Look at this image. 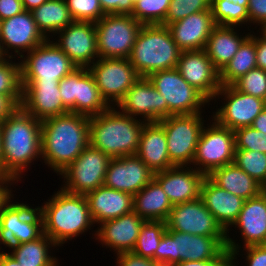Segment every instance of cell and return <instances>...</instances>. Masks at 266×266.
Listing matches in <instances>:
<instances>
[{"mask_svg":"<svg viewBox=\"0 0 266 266\" xmlns=\"http://www.w3.org/2000/svg\"><path fill=\"white\" fill-rule=\"evenodd\" d=\"M153 175L154 172L137 155L111 158L104 186L134 196L153 179Z\"/></svg>","mask_w":266,"mask_h":266,"instance_id":"44dd1931","label":"cell"},{"mask_svg":"<svg viewBox=\"0 0 266 266\" xmlns=\"http://www.w3.org/2000/svg\"><path fill=\"white\" fill-rule=\"evenodd\" d=\"M254 42L256 47L257 68L266 71V37L261 33L259 36L254 33ZM257 36V37H256Z\"/></svg>","mask_w":266,"mask_h":266,"instance_id":"db71d44e","label":"cell"},{"mask_svg":"<svg viewBox=\"0 0 266 266\" xmlns=\"http://www.w3.org/2000/svg\"><path fill=\"white\" fill-rule=\"evenodd\" d=\"M235 149L258 151L266 154V134L252 126L242 127L234 131Z\"/></svg>","mask_w":266,"mask_h":266,"instance_id":"f6af8a7d","label":"cell"},{"mask_svg":"<svg viewBox=\"0 0 266 266\" xmlns=\"http://www.w3.org/2000/svg\"><path fill=\"white\" fill-rule=\"evenodd\" d=\"M172 206L154 179L133 196V211L145 221H166Z\"/></svg>","mask_w":266,"mask_h":266,"instance_id":"1f68e13d","label":"cell"},{"mask_svg":"<svg viewBox=\"0 0 266 266\" xmlns=\"http://www.w3.org/2000/svg\"><path fill=\"white\" fill-rule=\"evenodd\" d=\"M249 0H211L213 20L219 26H238L249 24Z\"/></svg>","mask_w":266,"mask_h":266,"instance_id":"8d00e7d4","label":"cell"},{"mask_svg":"<svg viewBox=\"0 0 266 266\" xmlns=\"http://www.w3.org/2000/svg\"><path fill=\"white\" fill-rule=\"evenodd\" d=\"M105 14L131 15L134 3L131 0H99Z\"/></svg>","mask_w":266,"mask_h":266,"instance_id":"681fc988","label":"cell"},{"mask_svg":"<svg viewBox=\"0 0 266 266\" xmlns=\"http://www.w3.org/2000/svg\"><path fill=\"white\" fill-rule=\"evenodd\" d=\"M215 26L211 10L193 13L167 25L181 51L204 49Z\"/></svg>","mask_w":266,"mask_h":266,"instance_id":"d4e9b609","label":"cell"},{"mask_svg":"<svg viewBox=\"0 0 266 266\" xmlns=\"http://www.w3.org/2000/svg\"><path fill=\"white\" fill-rule=\"evenodd\" d=\"M88 70L110 106H116L140 78L129 58H98Z\"/></svg>","mask_w":266,"mask_h":266,"instance_id":"5bb4252c","label":"cell"},{"mask_svg":"<svg viewBox=\"0 0 266 266\" xmlns=\"http://www.w3.org/2000/svg\"><path fill=\"white\" fill-rule=\"evenodd\" d=\"M0 175H3V157H2V145H1V129H0Z\"/></svg>","mask_w":266,"mask_h":266,"instance_id":"94428289","label":"cell"},{"mask_svg":"<svg viewBox=\"0 0 266 266\" xmlns=\"http://www.w3.org/2000/svg\"><path fill=\"white\" fill-rule=\"evenodd\" d=\"M234 226L239 228L244 247L266 244V190L244 201Z\"/></svg>","mask_w":266,"mask_h":266,"instance_id":"83f0119b","label":"cell"},{"mask_svg":"<svg viewBox=\"0 0 266 266\" xmlns=\"http://www.w3.org/2000/svg\"><path fill=\"white\" fill-rule=\"evenodd\" d=\"M226 236H200L166 230L155 252V262L173 266L181 261L211 260L226 247Z\"/></svg>","mask_w":266,"mask_h":266,"instance_id":"8992f818","label":"cell"},{"mask_svg":"<svg viewBox=\"0 0 266 266\" xmlns=\"http://www.w3.org/2000/svg\"><path fill=\"white\" fill-rule=\"evenodd\" d=\"M144 123L110 106L89 118V144L111 158L136 155Z\"/></svg>","mask_w":266,"mask_h":266,"instance_id":"3957f363","label":"cell"},{"mask_svg":"<svg viewBox=\"0 0 266 266\" xmlns=\"http://www.w3.org/2000/svg\"><path fill=\"white\" fill-rule=\"evenodd\" d=\"M180 53L167 26L142 25L129 60L140 77H148L161 70L177 68Z\"/></svg>","mask_w":266,"mask_h":266,"instance_id":"5b68a950","label":"cell"},{"mask_svg":"<svg viewBox=\"0 0 266 266\" xmlns=\"http://www.w3.org/2000/svg\"><path fill=\"white\" fill-rule=\"evenodd\" d=\"M118 266H162L151 258L142 257L131 252H123L116 255Z\"/></svg>","mask_w":266,"mask_h":266,"instance_id":"f907efd6","label":"cell"},{"mask_svg":"<svg viewBox=\"0 0 266 266\" xmlns=\"http://www.w3.org/2000/svg\"><path fill=\"white\" fill-rule=\"evenodd\" d=\"M10 177L0 175V210L2 205L13 195L11 185H15ZM10 185V186H9Z\"/></svg>","mask_w":266,"mask_h":266,"instance_id":"9f6ffc18","label":"cell"},{"mask_svg":"<svg viewBox=\"0 0 266 266\" xmlns=\"http://www.w3.org/2000/svg\"><path fill=\"white\" fill-rule=\"evenodd\" d=\"M177 69L181 76L209 102L214 100L221 87L219 71L204 49L181 51Z\"/></svg>","mask_w":266,"mask_h":266,"instance_id":"ffe728a7","label":"cell"},{"mask_svg":"<svg viewBox=\"0 0 266 266\" xmlns=\"http://www.w3.org/2000/svg\"><path fill=\"white\" fill-rule=\"evenodd\" d=\"M111 157L90 144L62 172L61 189L71 194L85 195L104 186L106 171Z\"/></svg>","mask_w":266,"mask_h":266,"instance_id":"7c38bea8","label":"cell"},{"mask_svg":"<svg viewBox=\"0 0 266 266\" xmlns=\"http://www.w3.org/2000/svg\"><path fill=\"white\" fill-rule=\"evenodd\" d=\"M173 266H232V253L226 248L218 257L211 260L181 261Z\"/></svg>","mask_w":266,"mask_h":266,"instance_id":"816d5d0a","label":"cell"},{"mask_svg":"<svg viewBox=\"0 0 266 266\" xmlns=\"http://www.w3.org/2000/svg\"><path fill=\"white\" fill-rule=\"evenodd\" d=\"M234 163L266 190V154L258 151L235 149Z\"/></svg>","mask_w":266,"mask_h":266,"instance_id":"ab89813d","label":"cell"},{"mask_svg":"<svg viewBox=\"0 0 266 266\" xmlns=\"http://www.w3.org/2000/svg\"><path fill=\"white\" fill-rule=\"evenodd\" d=\"M20 63L22 82H59L77 68L50 38L22 56Z\"/></svg>","mask_w":266,"mask_h":266,"instance_id":"30bf717a","label":"cell"},{"mask_svg":"<svg viewBox=\"0 0 266 266\" xmlns=\"http://www.w3.org/2000/svg\"><path fill=\"white\" fill-rule=\"evenodd\" d=\"M94 224L116 219L133 211V195L105 186L85 194Z\"/></svg>","mask_w":266,"mask_h":266,"instance_id":"4316f807","label":"cell"},{"mask_svg":"<svg viewBox=\"0 0 266 266\" xmlns=\"http://www.w3.org/2000/svg\"><path fill=\"white\" fill-rule=\"evenodd\" d=\"M89 118L68 112L41 121L42 162L57 175L89 145Z\"/></svg>","mask_w":266,"mask_h":266,"instance_id":"7a4b0ae2","label":"cell"},{"mask_svg":"<svg viewBox=\"0 0 266 266\" xmlns=\"http://www.w3.org/2000/svg\"><path fill=\"white\" fill-rule=\"evenodd\" d=\"M144 222L145 220L132 211L100 223L94 235L102 247L113 249L115 254L131 252Z\"/></svg>","mask_w":266,"mask_h":266,"instance_id":"603a6c76","label":"cell"},{"mask_svg":"<svg viewBox=\"0 0 266 266\" xmlns=\"http://www.w3.org/2000/svg\"><path fill=\"white\" fill-rule=\"evenodd\" d=\"M207 177L218 187L244 200L254 198L264 191V187L261 184L235 163L217 168Z\"/></svg>","mask_w":266,"mask_h":266,"instance_id":"4dcf8cb0","label":"cell"},{"mask_svg":"<svg viewBox=\"0 0 266 266\" xmlns=\"http://www.w3.org/2000/svg\"><path fill=\"white\" fill-rule=\"evenodd\" d=\"M254 129L266 134V107L263 111L254 119L251 125Z\"/></svg>","mask_w":266,"mask_h":266,"instance_id":"6f0895ef","label":"cell"},{"mask_svg":"<svg viewBox=\"0 0 266 266\" xmlns=\"http://www.w3.org/2000/svg\"><path fill=\"white\" fill-rule=\"evenodd\" d=\"M249 35L248 32L244 36H239L236 26L216 25L213 28L204 50L219 72L233 58Z\"/></svg>","mask_w":266,"mask_h":266,"instance_id":"f546056e","label":"cell"},{"mask_svg":"<svg viewBox=\"0 0 266 266\" xmlns=\"http://www.w3.org/2000/svg\"><path fill=\"white\" fill-rule=\"evenodd\" d=\"M24 10L21 0H0V21L13 17Z\"/></svg>","mask_w":266,"mask_h":266,"instance_id":"f5cc1de1","label":"cell"},{"mask_svg":"<svg viewBox=\"0 0 266 266\" xmlns=\"http://www.w3.org/2000/svg\"><path fill=\"white\" fill-rule=\"evenodd\" d=\"M165 222L166 230L200 236H226V231L207 210L201 197L173 205Z\"/></svg>","mask_w":266,"mask_h":266,"instance_id":"e0dca14e","label":"cell"},{"mask_svg":"<svg viewBox=\"0 0 266 266\" xmlns=\"http://www.w3.org/2000/svg\"><path fill=\"white\" fill-rule=\"evenodd\" d=\"M18 107L19 106L8 95L0 94V123Z\"/></svg>","mask_w":266,"mask_h":266,"instance_id":"11a10c76","label":"cell"},{"mask_svg":"<svg viewBox=\"0 0 266 266\" xmlns=\"http://www.w3.org/2000/svg\"><path fill=\"white\" fill-rule=\"evenodd\" d=\"M25 10L32 11L33 9L39 7L41 4L45 3L47 0H21Z\"/></svg>","mask_w":266,"mask_h":266,"instance_id":"91938a15","label":"cell"},{"mask_svg":"<svg viewBox=\"0 0 266 266\" xmlns=\"http://www.w3.org/2000/svg\"><path fill=\"white\" fill-rule=\"evenodd\" d=\"M59 91L63 106L73 113H77V97L79 91V68L74 69L59 81Z\"/></svg>","mask_w":266,"mask_h":266,"instance_id":"7dc6e473","label":"cell"},{"mask_svg":"<svg viewBox=\"0 0 266 266\" xmlns=\"http://www.w3.org/2000/svg\"><path fill=\"white\" fill-rule=\"evenodd\" d=\"M117 108L144 122L167 118V102L148 77H140L116 105Z\"/></svg>","mask_w":266,"mask_h":266,"instance_id":"d6986e66","label":"cell"},{"mask_svg":"<svg viewBox=\"0 0 266 266\" xmlns=\"http://www.w3.org/2000/svg\"><path fill=\"white\" fill-rule=\"evenodd\" d=\"M200 197L229 236V229L237 220L245 200L218 187L207 176L202 182Z\"/></svg>","mask_w":266,"mask_h":266,"instance_id":"484cf974","label":"cell"},{"mask_svg":"<svg viewBox=\"0 0 266 266\" xmlns=\"http://www.w3.org/2000/svg\"><path fill=\"white\" fill-rule=\"evenodd\" d=\"M12 195L0 210V244L11 253L22 243L36 240L44 234L43 217L38 207L13 202Z\"/></svg>","mask_w":266,"mask_h":266,"instance_id":"52a82bcc","label":"cell"},{"mask_svg":"<svg viewBox=\"0 0 266 266\" xmlns=\"http://www.w3.org/2000/svg\"><path fill=\"white\" fill-rule=\"evenodd\" d=\"M58 85L59 82H22L21 107L41 121L68 113L63 106Z\"/></svg>","mask_w":266,"mask_h":266,"instance_id":"cb8c5ba5","label":"cell"},{"mask_svg":"<svg viewBox=\"0 0 266 266\" xmlns=\"http://www.w3.org/2000/svg\"><path fill=\"white\" fill-rule=\"evenodd\" d=\"M202 113L171 115L161 119L170 162L174 166H191L200 133L204 126Z\"/></svg>","mask_w":266,"mask_h":266,"instance_id":"ba28073f","label":"cell"},{"mask_svg":"<svg viewBox=\"0 0 266 266\" xmlns=\"http://www.w3.org/2000/svg\"><path fill=\"white\" fill-rule=\"evenodd\" d=\"M226 247L231 251L232 253V262H235L237 259V256L239 255V250L243 248L244 254L240 255H246V265L248 266H266V244L262 245H251L246 247H241V243L238 245L235 240L230 238L231 236H226ZM237 255V256H236Z\"/></svg>","mask_w":266,"mask_h":266,"instance_id":"bcb514c9","label":"cell"},{"mask_svg":"<svg viewBox=\"0 0 266 266\" xmlns=\"http://www.w3.org/2000/svg\"><path fill=\"white\" fill-rule=\"evenodd\" d=\"M12 59L5 57L0 61V94L8 95L20 107L23 96L21 63Z\"/></svg>","mask_w":266,"mask_h":266,"instance_id":"74e56055","label":"cell"},{"mask_svg":"<svg viewBox=\"0 0 266 266\" xmlns=\"http://www.w3.org/2000/svg\"><path fill=\"white\" fill-rule=\"evenodd\" d=\"M44 205L38 206L43 217L44 234L59 247L94 225L85 195L63 189L54 192Z\"/></svg>","mask_w":266,"mask_h":266,"instance_id":"277c9868","label":"cell"},{"mask_svg":"<svg viewBox=\"0 0 266 266\" xmlns=\"http://www.w3.org/2000/svg\"><path fill=\"white\" fill-rule=\"evenodd\" d=\"M259 30H260L261 32H260ZM259 30H258L257 32H259V34L262 33V34L266 37V25L263 26V27H262L261 29H259Z\"/></svg>","mask_w":266,"mask_h":266,"instance_id":"6125c7cd","label":"cell"},{"mask_svg":"<svg viewBox=\"0 0 266 266\" xmlns=\"http://www.w3.org/2000/svg\"><path fill=\"white\" fill-rule=\"evenodd\" d=\"M0 129L3 175L18 183L27 167L42 159L41 120L20 106L0 123Z\"/></svg>","mask_w":266,"mask_h":266,"instance_id":"6da1fadb","label":"cell"},{"mask_svg":"<svg viewBox=\"0 0 266 266\" xmlns=\"http://www.w3.org/2000/svg\"><path fill=\"white\" fill-rule=\"evenodd\" d=\"M249 26L252 23L260 26L261 29L266 25V0H249L248 1Z\"/></svg>","mask_w":266,"mask_h":266,"instance_id":"c3c4849f","label":"cell"},{"mask_svg":"<svg viewBox=\"0 0 266 266\" xmlns=\"http://www.w3.org/2000/svg\"><path fill=\"white\" fill-rule=\"evenodd\" d=\"M238 91L266 101V71L260 68L250 70L232 84Z\"/></svg>","mask_w":266,"mask_h":266,"instance_id":"b9f144b4","label":"cell"},{"mask_svg":"<svg viewBox=\"0 0 266 266\" xmlns=\"http://www.w3.org/2000/svg\"><path fill=\"white\" fill-rule=\"evenodd\" d=\"M257 68L256 47L254 35H250L242 42L233 58L219 72V81L222 86L232 85L242 75Z\"/></svg>","mask_w":266,"mask_h":266,"instance_id":"836d02e7","label":"cell"},{"mask_svg":"<svg viewBox=\"0 0 266 266\" xmlns=\"http://www.w3.org/2000/svg\"><path fill=\"white\" fill-rule=\"evenodd\" d=\"M0 266H23L17 262V260L4 251L0 252Z\"/></svg>","mask_w":266,"mask_h":266,"instance_id":"680465c9","label":"cell"},{"mask_svg":"<svg viewBox=\"0 0 266 266\" xmlns=\"http://www.w3.org/2000/svg\"><path fill=\"white\" fill-rule=\"evenodd\" d=\"M74 21L96 23L106 14L99 0H65Z\"/></svg>","mask_w":266,"mask_h":266,"instance_id":"ee69618b","label":"cell"},{"mask_svg":"<svg viewBox=\"0 0 266 266\" xmlns=\"http://www.w3.org/2000/svg\"><path fill=\"white\" fill-rule=\"evenodd\" d=\"M4 58H5V56L3 55L2 51H1V48H0V61H1L2 59H4Z\"/></svg>","mask_w":266,"mask_h":266,"instance_id":"be15d7a7","label":"cell"},{"mask_svg":"<svg viewBox=\"0 0 266 266\" xmlns=\"http://www.w3.org/2000/svg\"><path fill=\"white\" fill-rule=\"evenodd\" d=\"M238 264H236V262H232V266H237Z\"/></svg>","mask_w":266,"mask_h":266,"instance_id":"e7e4bbea","label":"cell"},{"mask_svg":"<svg viewBox=\"0 0 266 266\" xmlns=\"http://www.w3.org/2000/svg\"><path fill=\"white\" fill-rule=\"evenodd\" d=\"M46 40L47 38L38 29L31 11L24 10L0 21V48L7 58L16 59L17 54L21 59L25 52H30Z\"/></svg>","mask_w":266,"mask_h":266,"instance_id":"2e32d148","label":"cell"},{"mask_svg":"<svg viewBox=\"0 0 266 266\" xmlns=\"http://www.w3.org/2000/svg\"><path fill=\"white\" fill-rule=\"evenodd\" d=\"M110 105L101 96L92 74L88 68H79V91L77 97V114L93 116L106 111Z\"/></svg>","mask_w":266,"mask_h":266,"instance_id":"d590c367","label":"cell"},{"mask_svg":"<svg viewBox=\"0 0 266 266\" xmlns=\"http://www.w3.org/2000/svg\"><path fill=\"white\" fill-rule=\"evenodd\" d=\"M136 155L154 173L174 167L168 155L165 130L159 121L144 123Z\"/></svg>","mask_w":266,"mask_h":266,"instance_id":"f1b7e54d","label":"cell"},{"mask_svg":"<svg viewBox=\"0 0 266 266\" xmlns=\"http://www.w3.org/2000/svg\"><path fill=\"white\" fill-rule=\"evenodd\" d=\"M95 27L99 58H129L142 24L132 15L106 14Z\"/></svg>","mask_w":266,"mask_h":266,"instance_id":"9c48e42d","label":"cell"},{"mask_svg":"<svg viewBox=\"0 0 266 266\" xmlns=\"http://www.w3.org/2000/svg\"><path fill=\"white\" fill-rule=\"evenodd\" d=\"M55 35L54 43L77 68H89L99 58L95 23L74 21Z\"/></svg>","mask_w":266,"mask_h":266,"instance_id":"ac0fdd59","label":"cell"},{"mask_svg":"<svg viewBox=\"0 0 266 266\" xmlns=\"http://www.w3.org/2000/svg\"><path fill=\"white\" fill-rule=\"evenodd\" d=\"M166 229L165 221H145L140 229L136 245L132 252L155 261L156 249Z\"/></svg>","mask_w":266,"mask_h":266,"instance_id":"f35d334b","label":"cell"},{"mask_svg":"<svg viewBox=\"0 0 266 266\" xmlns=\"http://www.w3.org/2000/svg\"><path fill=\"white\" fill-rule=\"evenodd\" d=\"M212 124L203 126L192 162L194 168L208 176L213 170L234 163L235 134L219 125L213 118Z\"/></svg>","mask_w":266,"mask_h":266,"instance_id":"8fae6325","label":"cell"},{"mask_svg":"<svg viewBox=\"0 0 266 266\" xmlns=\"http://www.w3.org/2000/svg\"><path fill=\"white\" fill-rule=\"evenodd\" d=\"M31 12L38 29L47 39L51 38L50 34L55 35L74 22L65 0H47Z\"/></svg>","mask_w":266,"mask_h":266,"instance_id":"d6a6232c","label":"cell"},{"mask_svg":"<svg viewBox=\"0 0 266 266\" xmlns=\"http://www.w3.org/2000/svg\"><path fill=\"white\" fill-rule=\"evenodd\" d=\"M52 247L56 248L57 245L47 235L43 234L36 240L22 243L9 254L23 266H54L58 260L56 256H51Z\"/></svg>","mask_w":266,"mask_h":266,"instance_id":"e575fe53","label":"cell"},{"mask_svg":"<svg viewBox=\"0 0 266 266\" xmlns=\"http://www.w3.org/2000/svg\"><path fill=\"white\" fill-rule=\"evenodd\" d=\"M205 177L193 166H174L153 175V179L166 193L172 205L199 198Z\"/></svg>","mask_w":266,"mask_h":266,"instance_id":"7402d4cb","label":"cell"},{"mask_svg":"<svg viewBox=\"0 0 266 266\" xmlns=\"http://www.w3.org/2000/svg\"><path fill=\"white\" fill-rule=\"evenodd\" d=\"M171 0H138L134 3L132 16L142 25L162 24Z\"/></svg>","mask_w":266,"mask_h":266,"instance_id":"60d3db41","label":"cell"},{"mask_svg":"<svg viewBox=\"0 0 266 266\" xmlns=\"http://www.w3.org/2000/svg\"><path fill=\"white\" fill-rule=\"evenodd\" d=\"M222 96V97H221ZM223 98V106L213 112L212 118L221 126L235 131L251 126L266 107V101L238 91L233 85L220 87L214 99ZM215 113V114H214Z\"/></svg>","mask_w":266,"mask_h":266,"instance_id":"9a60e30c","label":"cell"},{"mask_svg":"<svg viewBox=\"0 0 266 266\" xmlns=\"http://www.w3.org/2000/svg\"><path fill=\"white\" fill-rule=\"evenodd\" d=\"M148 78L167 102V117L201 113L204 105L210 104L181 76L177 68L155 72Z\"/></svg>","mask_w":266,"mask_h":266,"instance_id":"4fadbf2b","label":"cell"},{"mask_svg":"<svg viewBox=\"0 0 266 266\" xmlns=\"http://www.w3.org/2000/svg\"><path fill=\"white\" fill-rule=\"evenodd\" d=\"M211 10V0H171L164 25L182 20L196 13Z\"/></svg>","mask_w":266,"mask_h":266,"instance_id":"7bdbcfd3","label":"cell"}]
</instances>
